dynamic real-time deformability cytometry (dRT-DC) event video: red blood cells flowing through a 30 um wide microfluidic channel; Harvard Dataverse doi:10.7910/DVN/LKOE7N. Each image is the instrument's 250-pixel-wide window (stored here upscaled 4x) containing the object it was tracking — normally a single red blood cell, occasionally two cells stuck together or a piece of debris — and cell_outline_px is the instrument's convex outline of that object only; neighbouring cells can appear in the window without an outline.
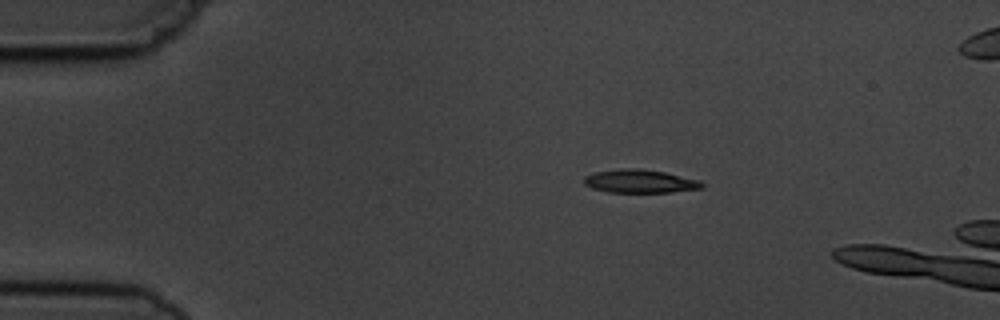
{"species": "common noctule bat (a hibernating species)", "species_latin": "Nyctalus noctula", "temperature_condition": "cold", "stored_images_in_passage": 4, "camera_frame_rate_fps": 3000, "um_per_image_px": 0.085, "animal": {"sex": "male", "body_mass_g": 19.5, "forearm_length_mm": 54.6}, "frame": {"image": 1, "passage_image": 2, "time_ms": 1.333, "image_size_px": [1000, 320], "cell_outline_px": [[704, 188], [672, 192], [608, 192], [592, 188], [584, 184], [584, 176], [596, 172], [620, 168], [636, 168], [664, 172], [700, 180], [704, 184]], "centroid_in_image_um": [54.4, 15.41], "position_along_channel_um": 30.6, "area_um2": 16.01}}